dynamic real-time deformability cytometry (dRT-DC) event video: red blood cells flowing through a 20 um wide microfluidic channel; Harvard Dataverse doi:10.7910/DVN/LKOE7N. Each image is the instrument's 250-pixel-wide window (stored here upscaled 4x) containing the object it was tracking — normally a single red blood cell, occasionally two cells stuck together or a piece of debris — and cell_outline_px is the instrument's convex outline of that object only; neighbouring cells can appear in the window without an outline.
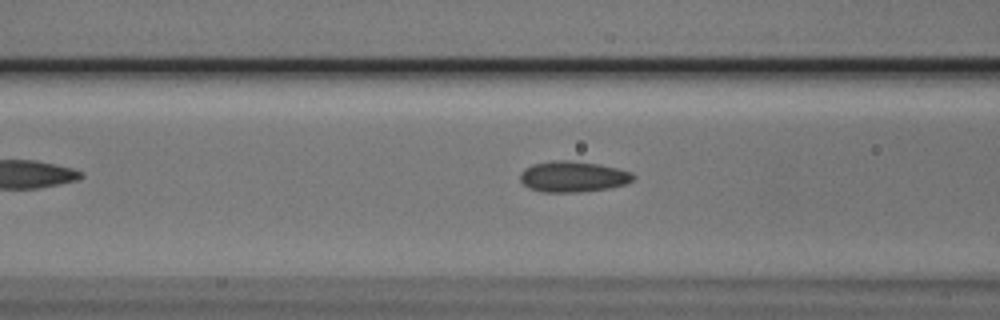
{"species": "Egyptian fruit bat (a non-hibernating species)", "species_latin": "Rousettus aegyptiacus", "temperature_condition": "cold", "stored_images_in_passage": 8, "camera_frame_rate_fps": 3000, "um_per_image_px": 0.085, "animal": {"sex": "male"}, "frame": {"image": 1, "passage_image": 6, "time_ms": 1.667, "image_size_px": [1000, 320], "cell_outline_px": [[636, 176], [628, 184], [612, 188], [576, 192], [544, 192], [528, 188], [520, 180], [520, 172], [524, 168], [532, 164], [552, 160], [568, 160], [596, 164], [616, 168], [632, 172]], "centroid_in_image_um": [48.7, 15.01], "position_along_channel_um": 117.9, "area_um2": 20.46}}